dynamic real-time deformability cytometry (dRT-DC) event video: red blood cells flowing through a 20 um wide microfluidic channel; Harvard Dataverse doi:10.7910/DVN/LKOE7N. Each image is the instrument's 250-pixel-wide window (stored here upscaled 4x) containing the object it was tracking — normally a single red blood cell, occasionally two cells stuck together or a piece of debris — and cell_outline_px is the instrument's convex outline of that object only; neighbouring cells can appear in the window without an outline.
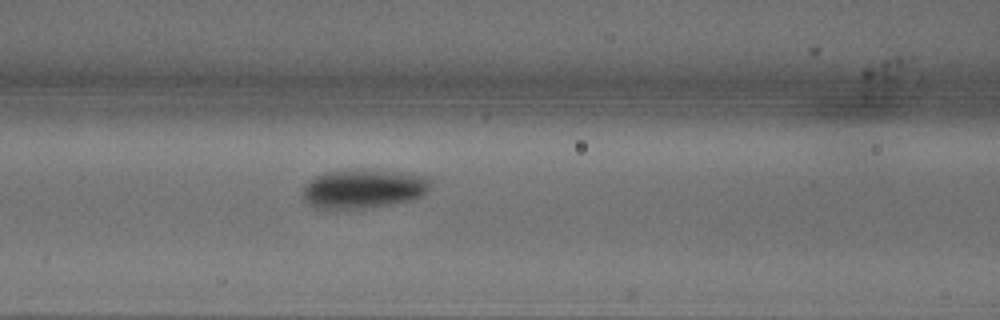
{"species": "common noctule bat (a hibernating species)", "species_latin": "Nyctalus noctula", "temperature_condition": "warm", "stored_images_in_passage": 41, "camera_frame_rate_fps": 3000, "um_per_image_px": 0.085, "animal": {"sex": "male", "body_mass_g": 18.8}, "frame": {"image": 1, "passage_image": 9, "time_ms": 2.667, "image_size_px": [1000, 320], "cell_outline_px": [[428, 188], [420, 196], [412, 200], [364, 208], [316, 208], [308, 204], [304, 200], [304, 184], [308, 180], [324, 172], [348, 168], [400, 172], [428, 176]], "centroid_in_image_um": [30.83, 16.02], "position_along_channel_um": 135.8, "area_um2": 29.02}}
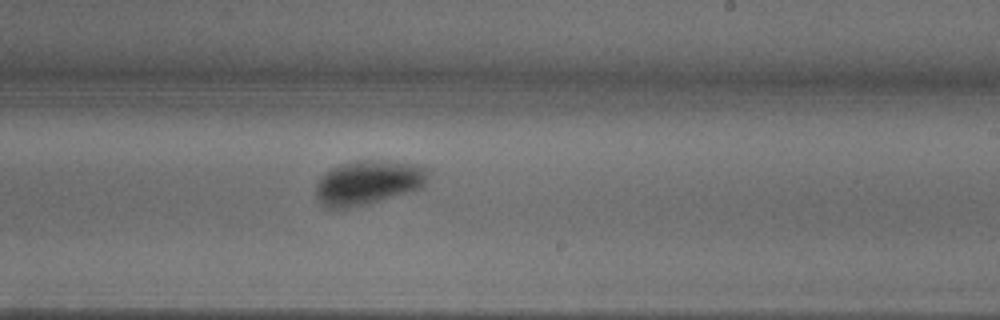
{"frame": {"image": 2, "passage_image": 19, "time_ms": 6.0, "image_size_px": [1000, 320], "cell_outline_px": [[428, 172], [424, 188], [368, 204], [348, 208], [324, 208], [316, 196], [316, 184], [332, 168], [340, 164], [356, 160], [388, 160], [416, 164], [428, 168]], "centroid_in_image_um": [31.33, 15.51], "position_along_channel_um": 257.7, "area_um2": 29.19}}
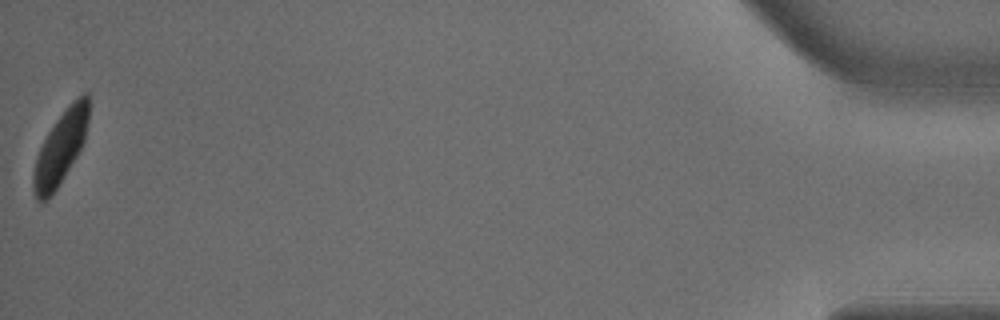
{"frame": {"image": 3, "passage_image": 41, "time_ms": 13.333, "image_size_px": [1000, 320], "cell_outline_px": [[88, 120], [84, 140], [76, 156], [64, 176], [48, 200], [36, 200], [32, 188], [32, 176], [36, 160], [40, 148], [48, 132], [56, 120], [68, 104], [72, 100], [84, 92], [88, 92]], "centroid_in_image_um": [5.13, 12.54], "position_along_channel_um": 430.1, "area_um2": 23.06}}